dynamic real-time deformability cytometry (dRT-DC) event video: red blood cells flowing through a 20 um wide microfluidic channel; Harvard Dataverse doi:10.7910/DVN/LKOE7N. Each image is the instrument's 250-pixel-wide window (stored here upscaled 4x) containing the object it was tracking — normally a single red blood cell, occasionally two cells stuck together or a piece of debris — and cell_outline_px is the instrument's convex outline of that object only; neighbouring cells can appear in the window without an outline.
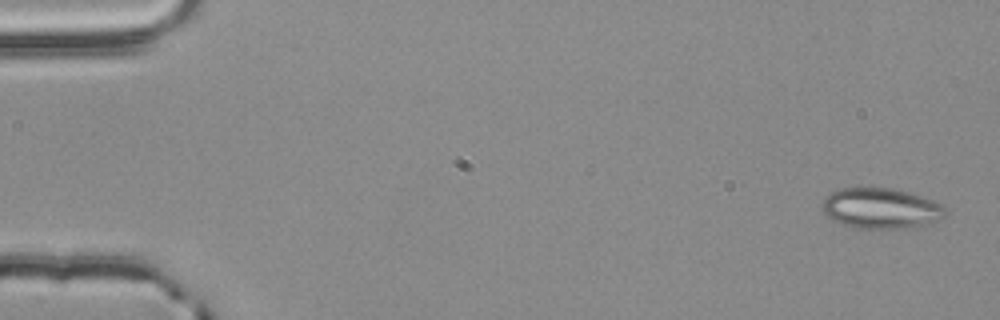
{"species": "common noctule bat (a hibernating species)", "species_latin": "Nyctalus noctula", "temperature_condition": "room temperature", "stored_images_in_passage": 4, "camera_frame_rate_fps": 3000, "um_per_image_px": 0.085, "animal": {"sex": "male", "body_mass_g": 20.4}, "frame": {"image": 1, "passage_image": 1, "time_ms": 0.0, "image_size_px": [1000, 320], "cell_outline_px": [[944, 216], [940, 220], [924, 224], [904, 228], [860, 228], [844, 224], [832, 220], [824, 212], [824, 200], [832, 192], [840, 188], [892, 188], [908, 192], [944, 204]], "centroid_in_image_um": [74.9, 17.7], "position_along_channel_um": 10.1, "area_um2": 28.55}}